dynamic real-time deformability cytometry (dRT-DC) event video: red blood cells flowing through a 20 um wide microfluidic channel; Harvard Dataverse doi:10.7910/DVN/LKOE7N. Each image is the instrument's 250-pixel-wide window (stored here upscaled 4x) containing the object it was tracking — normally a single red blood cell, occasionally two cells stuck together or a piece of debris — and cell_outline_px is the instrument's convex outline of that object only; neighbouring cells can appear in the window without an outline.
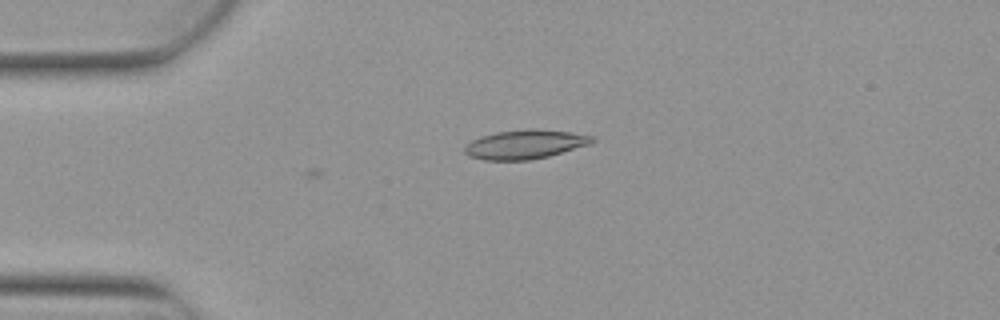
{"species": "Egyptian fruit bat (a non-hibernating species)", "species_latin": "Rousettus aegyptiacus", "temperature_condition": "warm", "stored_images_in_passage": 8, "camera_frame_rate_fps": 3000, "um_per_image_px": 0.085, "animal": {"sex": "female"}, "frame": {"image": 1, "passage_image": 2, "time_ms": 0.333, "image_size_px": [1000, 320], "cell_outline_px": [[596, 140], [588, 144], [548, 156], [528, 160], [484, 160], [468, 156], [464, 152], [464, 148], [472, 140], [480, 136], [496, 132], [528, 128], [536, 128], [568, 132], [592, 136]], "centroid_in_image_um": [44.57, 12.26], "position_along_channel_um": 40.4, "area_um2": 21.44}}
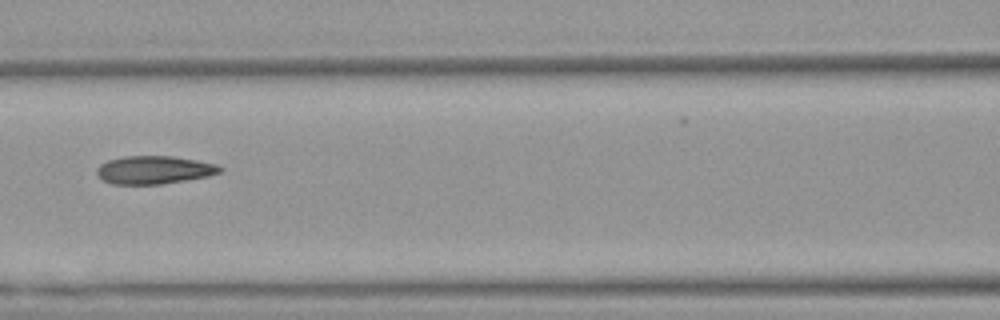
{"frame": {"image": 2, "passage_image": 5, "time_ms": 1.333, "image_size_px": [1000, 320], "cell_outline_px": [[224, 168], [220, 172], [208, 176], [160, 184], [112, 184], [100, 180], [96, 172], [96, 168], [100, 164], [108, 160], [124, 156], [172, 156], [196, 160], [216, 164]], "centroid_in_image_um": [13.05, 14.44], "position_along_channel_um": 153.5, "area_um2": 20.17}}
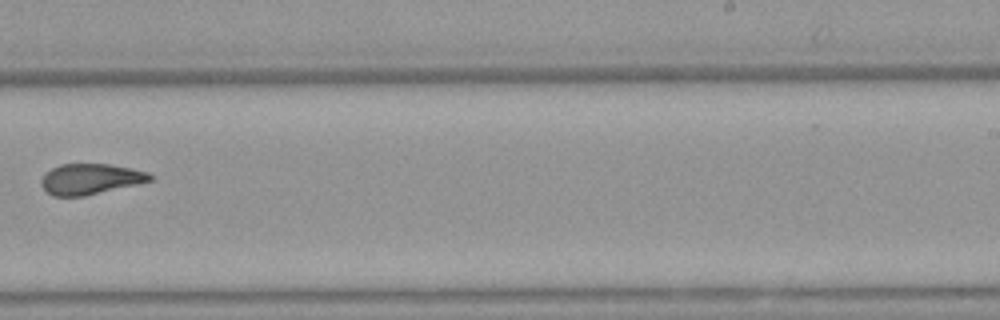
{"frame": {"image": 3, "passage_image": 8, "time_ms": 2.333, "image_size_px": [1000, 320], "cell_outline_px": [[152, 180], [136, 184], [84, 196], [52, 196], [40, 184], [40, 180], [52, 168], [60, 164], [112, 164], [132, 168], [148, 172], [152, 176]], "centroid_in_image_um": [7.68, 15.21], "position_along_channel_um": 281.3, "area_um2": 19.25}}